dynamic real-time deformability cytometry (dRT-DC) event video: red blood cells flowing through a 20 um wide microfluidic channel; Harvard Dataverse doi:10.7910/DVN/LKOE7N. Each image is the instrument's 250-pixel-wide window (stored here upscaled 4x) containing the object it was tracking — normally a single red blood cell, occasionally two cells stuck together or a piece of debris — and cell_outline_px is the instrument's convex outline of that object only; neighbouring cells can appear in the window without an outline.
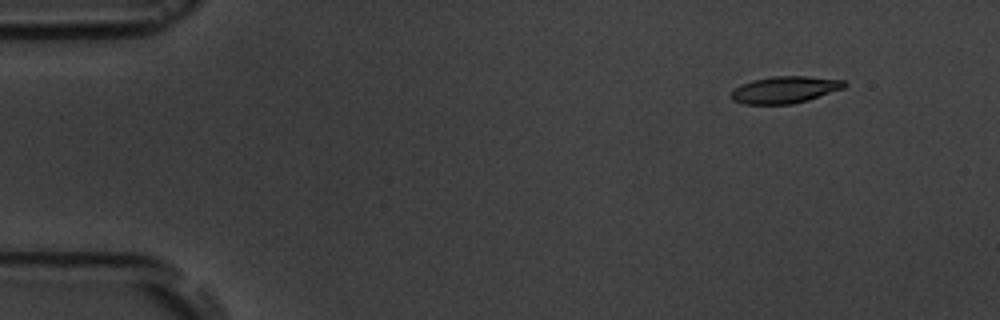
{"species": "common noctule bat (a hibernating species)", "species_latin": "Nyctalus noctula", "temperature_condition": "room temperature", "stored_images_in_passage": 6, "camera_frame_rate_fps": 3000, "um_per_image_px": 0.085, "animal": {"sex": "male", "body_mass_g": 19.5, "forearm_length_mm": 54.6}, "frame": {"image": 1, "passage_image": 2, "time_ms": 1.667, "image_size_px": [1000, 320], "cell_outline_px": [[848, 84], [844, 88], [808, 100], [792, 104], [744, 104], [732, 100], [728, 96], [732, 88], [740, 84], [752, 80], [772, 76], [808, 76], [844, 80]], "centroid_in_image_um": [66.66, 7.62], "position_along_channel_um": 18.3, "area_um2": 18.03}}
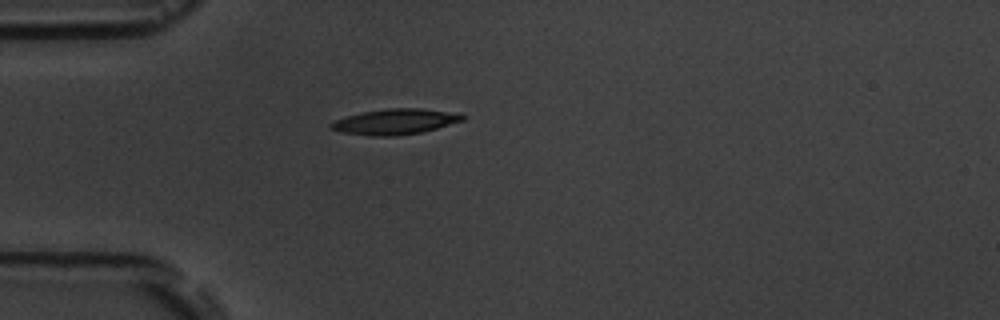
{"frame": {"image": 2, "passage_image": 4, "time_ms": 5.0, "image_size_px": [1000, 320], "cell_outline_px": [[464, 120], [424, 132], [396, 136], [372, 136], [340, 132], [328, 128], [328, 124], [336, 120], [360, 112], [388, 108], [420, 108], [460, 112], [464, 116]], "centroid_in_image_um": [33.6, 10.34], "position_along_channel_um": 51.4, "area_um2": 19.88}}
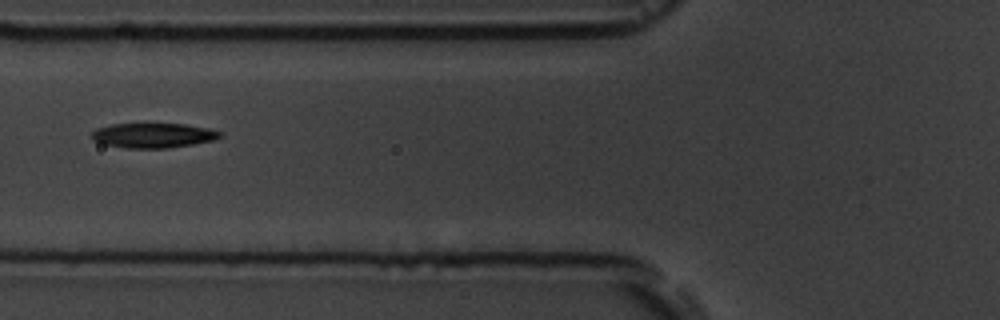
{"frame": {"image": 3, "passage_image": 6, "time_ms": 7.0, "image_size_px": [1000, 320], "cell_outline_px": [[220, 136], [212, 140], [192, 144], [168, 148], [128, 148], [104, 144], [96, 140], [92, 136], [92, 132], [96, 128], [112, 124], [184, 124], [208, 128], [220, 132]], "centroid_in_image_um": [13.0, 11.5], "position_along_channel_um": 112.8, "area_um2": 18.15}}